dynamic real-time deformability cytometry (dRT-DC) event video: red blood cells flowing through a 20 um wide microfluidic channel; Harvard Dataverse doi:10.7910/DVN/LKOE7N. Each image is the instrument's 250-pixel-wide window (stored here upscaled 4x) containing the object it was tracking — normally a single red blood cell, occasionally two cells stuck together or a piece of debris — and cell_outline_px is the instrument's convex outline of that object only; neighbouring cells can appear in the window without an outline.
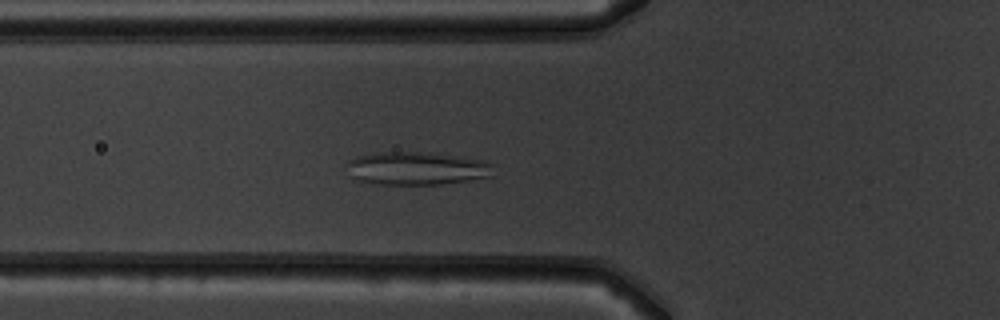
{"species": "common noctule bat (a hibernating species)", "species_latin": "Nyctalus noctula", "temperature_condition": "warm", "stored_images_in_passage": 49, "camera_frame_rate_fps": 3000, "um_per_image_px": 0.085, "animal": {"sex": "male", "body_mass_g": 19.5, "forearm_length_mm": 54.6}, "frame": {"image": 1, "passage_image": 16, "time_ms": 5.0, "image_size_px": [1000, 320], "cell_outline_px": [[484, 164], [480, 176], [460, 180], [432, 184], [396, 184], [368, 180], [360, 160], [376, 156], [424, 156], [456, 160]], "centroid_in_image_um": [35.57, 14.43], "position_along_channel_um": 90.2, "area_um2": 20.29}}
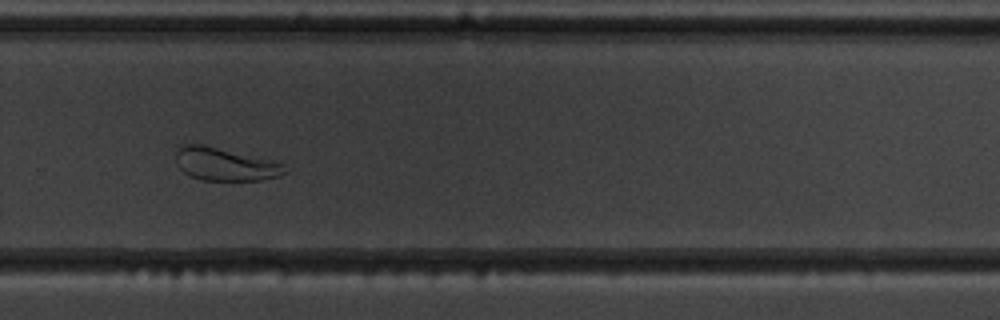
{"frame": {"image": 2, "passage_image": 33, "time_ms": 10.667, "image_size_px": [1000, 320], "cell_outline_px": [[280, 164], [276, 176], [256, 180], [204, 180], [192, 176], [184, 172], [180, 152], [180, 148], [212, 148]], "centroid_in_image_um": [19.13, 14.06], "position_along_channel_um": 310.7, "area_um2": 17.57}}
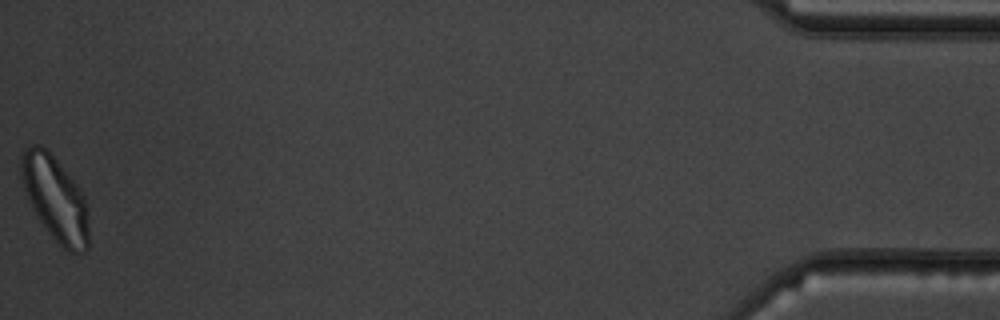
{"frame": {"image": 3, "passage_image": 49, "time_ms": 16.0, "image_size_px": [1000, 320], "cell_outline_px": [[88, 244], [68, 248], [48, 228], [40, 216], [28, 192], [24, 180], [24, 156], [32, 148], [44, 148], [48, 152], [72, 184], [80, 196], [84, 204]], "centroid_in_image_um": [4.7, 16.85], "position_along_channel_um": 430.5, "area_um2": 27.51}, "authors_computed_cell_mechanics": {"area_um2": 21.8484, "velocity_mm_per_s": 3.8896, "shape_relaxation_time_tau1_ms": null, "shape_relaxation_time_tau2_ms": 2.8601, "deformation_change_tau1": null, "deformation_change_tau2": 0.0769}}